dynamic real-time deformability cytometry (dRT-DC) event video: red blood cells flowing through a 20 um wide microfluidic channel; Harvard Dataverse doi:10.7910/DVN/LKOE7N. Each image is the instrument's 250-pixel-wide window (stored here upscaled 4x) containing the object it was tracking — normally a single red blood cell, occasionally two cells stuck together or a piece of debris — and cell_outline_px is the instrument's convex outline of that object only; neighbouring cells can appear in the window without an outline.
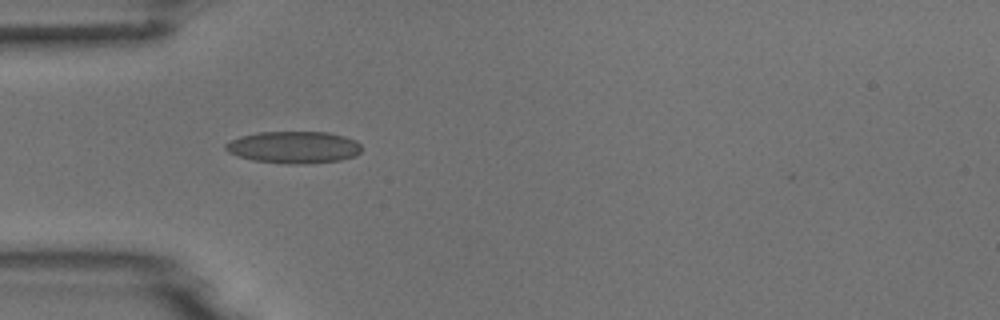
{"species": "common noctule bat (a hibernating species)", "species_latin": "Nyctalus noctula", "temperature_condition": "room temperature", "stored_images_in_passage": 7, "camera_frame_rate_fps": 3000, "um_per_image_px": 0.085, "animal": {"sex": "male", "body_mass_g": 18.8}, "frame": {"image": 1, "passage_image": 1, "time_ms": 0.0, "image_size_px": [1000, 320], "cell_outline_px": [[360, 152], [356, 156], [340, 160], [304, 164], [288, 164], [252, 160], [228, 152], [224, 148], [224, 144], [240, 136], [260, 132], [328, 132], [344, 136], [356, 140], [360, 144]], "centroid_in_image_um": [24.98, 12.52], "position_along_channel_um": 60.0, "area_um2": 25.37}}